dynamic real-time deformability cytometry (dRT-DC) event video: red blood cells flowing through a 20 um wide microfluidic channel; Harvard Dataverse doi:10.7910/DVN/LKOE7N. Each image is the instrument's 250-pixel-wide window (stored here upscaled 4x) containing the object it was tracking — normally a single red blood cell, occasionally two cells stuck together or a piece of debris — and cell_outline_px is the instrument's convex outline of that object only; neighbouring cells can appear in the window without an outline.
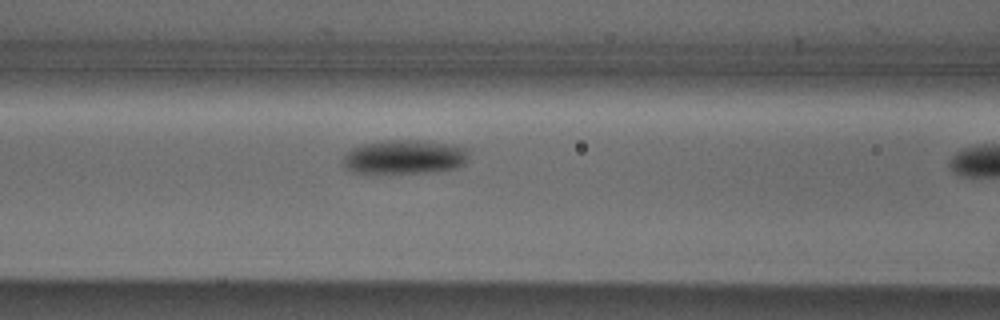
{"species": "Egyptian fruit bat (a non-hibernating species)", "species_latin": "Rousettus aegyptiacus", "temperature_condition": "cold", "stored_images_in_passage": 10, "camera_frame_rate_fps": 3000, "um_per_image_px": 0.085, "animal": {"sex": "male"}, "frame": {"image": 1, "passage_image": 9, "time_ms": 2.667, "image_size_px": [1000, 320], "cell_outline_px": [[468, 156], [464, 164], [456, 168], [432, 172], [368, 176], [348, 172], [344, 168], [344, 156], [352, 148], [364, 144], [384, 140], [416, 140], [452, 144], [468, 148]], "centroid_in_image_um": [34.32, 13.4], "position_along_channel_um": 132.3, "area_um2": 26.07}}